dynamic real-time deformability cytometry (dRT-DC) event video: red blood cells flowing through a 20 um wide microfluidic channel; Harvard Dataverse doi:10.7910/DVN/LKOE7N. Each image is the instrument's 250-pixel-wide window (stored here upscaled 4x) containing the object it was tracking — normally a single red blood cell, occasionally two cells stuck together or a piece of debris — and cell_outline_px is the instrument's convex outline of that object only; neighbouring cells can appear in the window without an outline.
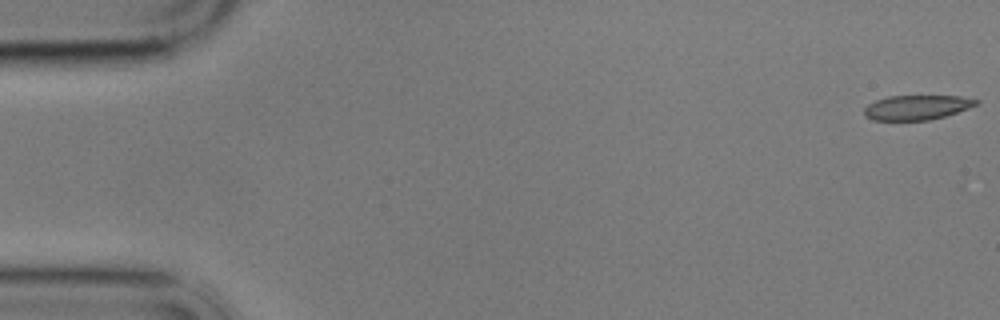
{"species": "common noctule bat (a hibernating species)", "species_latin": "Nyctalus noctula", "temperature_condition": "cold", "stored_images_in_passage": 57, "camera_frame_rate_fps": 3000, "um_per_image_px": 0.085, "animal": {"sex": "male", "body_mass_g": 17.9}, "frame": {"image": 1, "passage_image": 1, "time_ms": 0.0, "image_size_px": [1000, 320], "cell_outline_px": [[980, 104], [944, 116], [928, 120], [872, 120], [864, 116], [864, 108], [868, 104], [876, 100], [888, 96], [960, 96], [980, 100]], "centroid_in_image_um": [77.92, 9.13], "position_along_channel_um": 7.1, "area_um2": 16.07}}
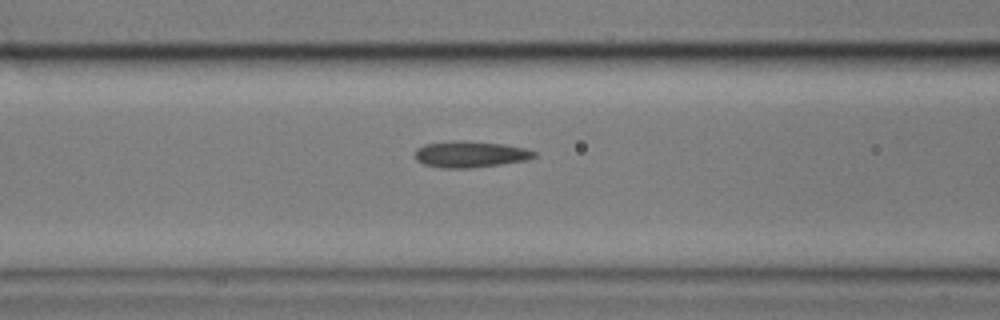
{"frame": {"image": 2, "passage_image": 23, "time_ms": 7.333, "image_size_px": [1000, 320], "cell_outline_px": [[536, 156], [524, 160], [500, 164], [472, 168], [440, 168], [424, 164], [416, 160], [412, 156], [416, 148], [424, 144], [456, 140], [460, 140], [504, 144], [524, 148], [536, 152]], "centroid_in_image_um": [39.89, 13.11], "position_along_channel_um": 126.7, "area_um2": 18.38}}
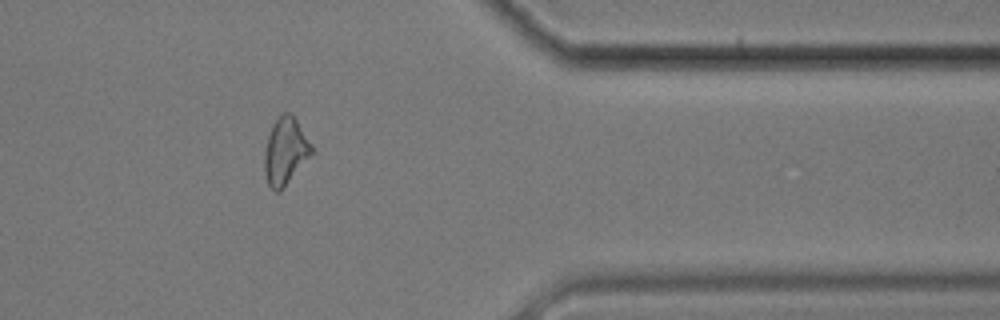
{"frame": {"image": 3, "passage_image": 47, "time_ms": 15.333, "image_size_px": [1000, 320], "cell_outline_px": [[316, 152], [284, 188], [280, 192], [276, 192], [268, 184], [264, 172], [264, 152], [268, 136], [272, 124], [284, 112], [292, 112], [312, 144]], "centroid_in_image_um": [24.3, 12.87], "position_along_channel_um": 387.1, "area_um2": 18.96}, "authors_computed_cell_mechanics": {"area_um2": 18.1492, "velocity_mm_per_s": 3.4792, "shape_relaxation_time_tau1_ms": null, "shape_relaxation_time_tau2_ms": 3.8387, "deformation_change_tau1": null, "deformation_change_tau2": 0.1206}}